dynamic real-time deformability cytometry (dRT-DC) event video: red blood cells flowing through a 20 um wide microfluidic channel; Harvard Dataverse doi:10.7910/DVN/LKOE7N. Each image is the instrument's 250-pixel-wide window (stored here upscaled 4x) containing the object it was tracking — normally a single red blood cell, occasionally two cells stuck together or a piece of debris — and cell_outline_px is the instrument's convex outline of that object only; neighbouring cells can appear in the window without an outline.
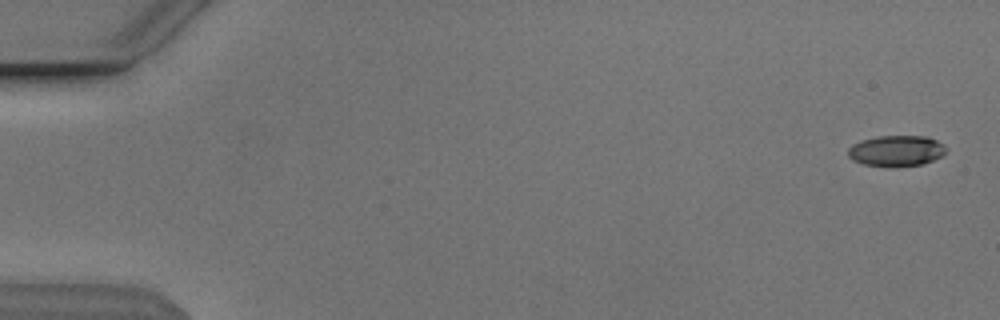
{"species": "Egyptian fruit bat (a non-hibernating species)", "species_latin": "Rousettus aegyptiacus", "temperature_condition": "cold", "stored_images_in_passage": 54, "camera_frame_rate_fps": 3000, "um_per_image_px": 0.085, "animal": {"sex": "male"}, "frame": {"image": 1, "passage_image": 2, "time_ms": 0.333, "image_size_px": [1000, 320], "cell_outline_px": [[948, 152], [944, 156], [924, 164], [888, 168], [864, 164], [852, 160], [848, 156], [848, 148], [852, 144], [860, 140], [876, 136], [928, 136], [944, 144], [948, 148]], "centroid_in_image_um": [76.22, 12.83], "position_along_channel_um": 8.8, "area_um2": 18.26}}
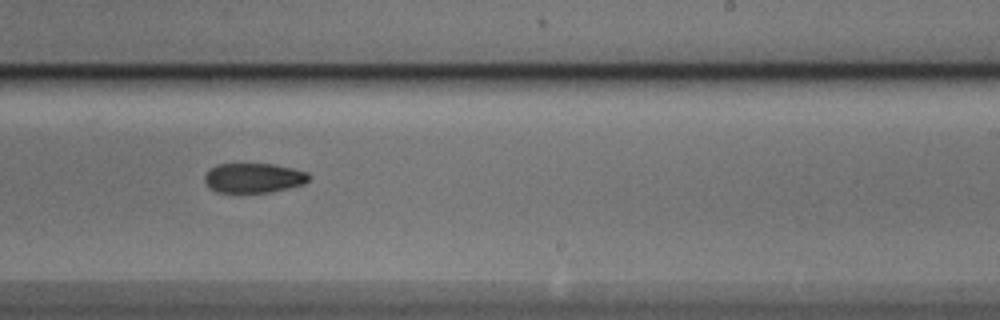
{"frame": {"image": 2, "passage_image": 34, "time_ms": 11.0, "image_size_px": [1000, 320], "cell_outline_px": [[308, 180], [304, 184], [272, 192], [216, 192], [208, 188], [204, 180], [204, 176], [216, 164], [272, 164], [292, 168], [308, 172]], "centroid_in_image_um": [21.54, 15.13], "position_along_channel_um": 267.5, "area_um2": 17.98}}
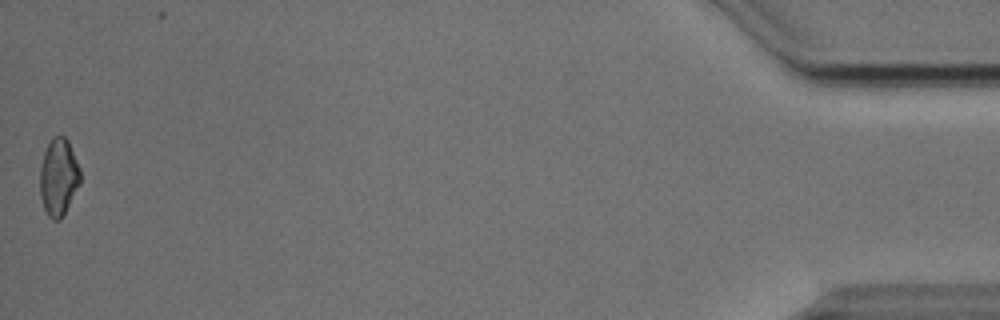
{"frame": {"image": 3, "passage_image": 54, "time_ms": 17.667, "image_size_px": [1000, 320], "cell_outline_px": [[80, 184], [60, 220], [52, 220], [48, 216], [44, 208], [40, 196], [40, 168], [44, 152], [52, 136], [64, 136], [68, 140], [80, 168]], "centroid_in_image_um": [4.97, 15.05], "position_along_channel_um": 430.2, "area_um2": 18.09}, "authors_computed_cell_mechanics": {"area_um2": 18.3804, "velocity_mm_per_s": 3.8499, "shape_relaxation_time_tau1_ms": null, "shape_relaxation_time_tau2_ms": 7.9084, "deformation_change_tau1": null, "deformation_change_tau2": 0.1408}}